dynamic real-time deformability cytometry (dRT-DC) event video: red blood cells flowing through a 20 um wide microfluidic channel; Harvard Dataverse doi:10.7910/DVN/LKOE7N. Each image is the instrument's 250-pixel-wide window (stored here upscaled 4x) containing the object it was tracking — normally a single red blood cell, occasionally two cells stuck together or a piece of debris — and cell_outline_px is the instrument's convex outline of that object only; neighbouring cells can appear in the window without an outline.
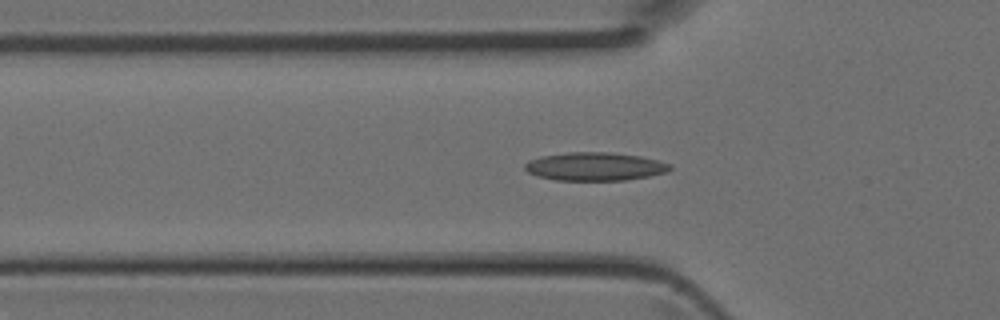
{"species": "Egyptian fruit bat (a non-hibernating species)", "species_latin": "Rousettus aegyptiacus", "temperature_condition": "room temperature", "stored_images_in_passage": 38, "camera_frame_rate_fps": 3000, "um_per_image_px": 0.085, "animal": {"sex": "female"}, "frame": {"image": 1, "passage_image": 8, "time_ms": 2.333, "image_size_px": [1000, 320], "cell_outline_px": [[672, 168], [668, 172], [648, 176], [624, 180], [556, 180], [536, 176], [528, 172], [524, 168], [524, 164], [528, 160], [540, 156], [568, 152], [608, 152], [640, 156], [672, 164]], "centroid_in_image_um": [50.54, 14.15], "position_along_channel_um": 75.3, "area_um2": 23.99}}
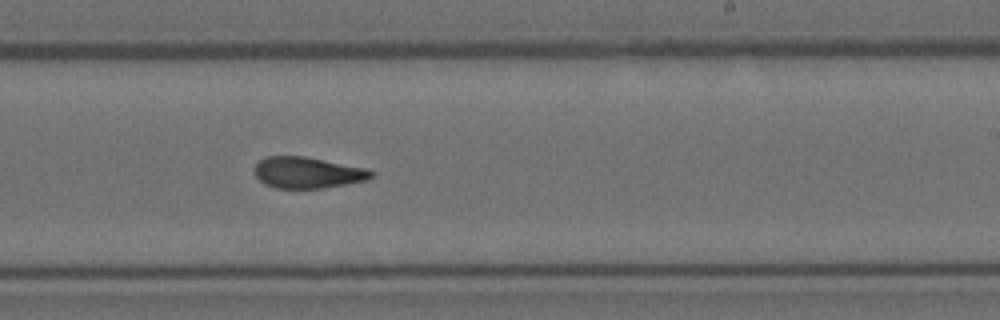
{"frame": {"image": 2, "passage_image": 20, "time_ms": 6.333, "image_size_px": [1000, 320], "cell_outline_px": [[372, 176], [368, 180], [324, 188], [276, 188], [264, 184], [256, 176], [256, 164], [264, 156], [304, 156], [368, 168], [372, 172]], "centroid_in_image_um": [26.15, 14.67], "position_along_channel_um": 262.8, "area_um2": 21.21}}
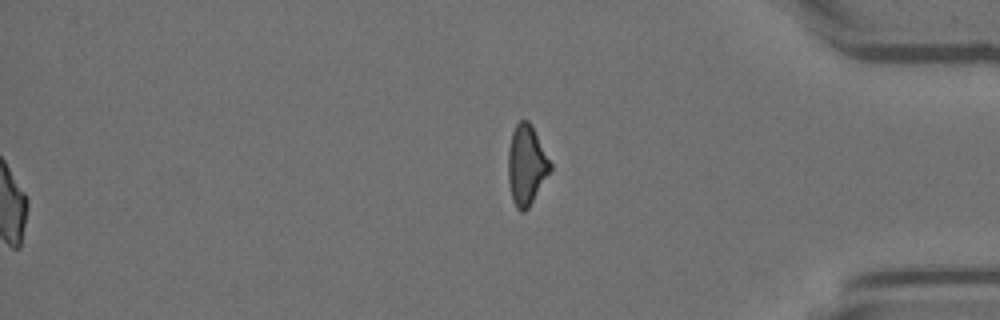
{"frame": {"image": 3, "passage_image": 38, "time_ms": 12.333, "image_size_px": [1000, 320], "cell_outline_px": [[552, 168], [528, 208], [524, 212], [520, 212], [516, 208], [512, 200], [508, 180], [508, 148], [512, 132], [516, 124], [520, 120], [528, 120], [532, 124], [552, 164]], "centroid_in_image_um": [44.74, 14.01], "position_along_channel_um": 390.5, "area_um2": 19.71}}